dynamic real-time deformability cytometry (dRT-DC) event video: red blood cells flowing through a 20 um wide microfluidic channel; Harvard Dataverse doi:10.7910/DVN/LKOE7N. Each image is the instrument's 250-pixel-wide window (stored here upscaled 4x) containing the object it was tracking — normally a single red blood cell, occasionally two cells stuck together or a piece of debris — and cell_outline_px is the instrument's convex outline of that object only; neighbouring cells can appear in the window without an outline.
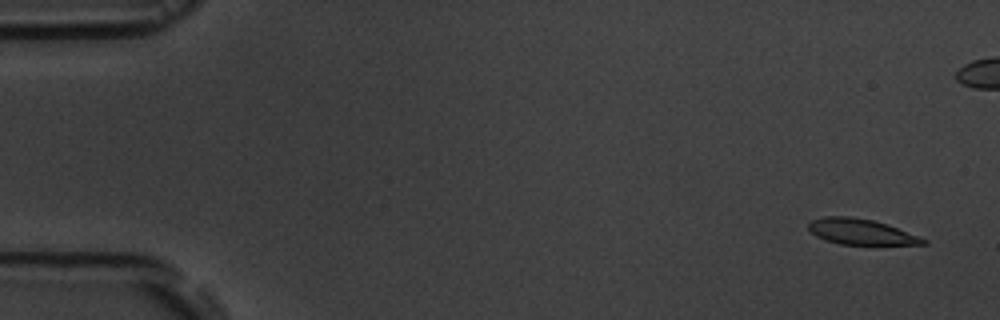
{"species": "common noctule bat (a hibernating species)", "species_latin": "Nyctalus noctula", "temperature_condition": "room temperature", "stored_images_in_passage": 6, "camera_frame_rate_fps": 3000, "um_per_image_px": 0.085, "animal": {"sex": "male", "body_mass_g": 19.5, "forearm_length_mm": 54.6}, "frame": {"image": 1, "passage_image": 1, "time_ms": 0.0, "image_size_px": [1000, 320], "cell_outline_px": [[928, 244], [840, 244], [824, 240], [816, 236], [808, 228], [808, 224], [812, 220], [824, 216], [848, 216], [872, 220], [888, 224], [928, 240]], "centroid_in_image_um": [73.16, 19.69], "position_along_channel_um": 11.8, "area_um2": 16.99}}
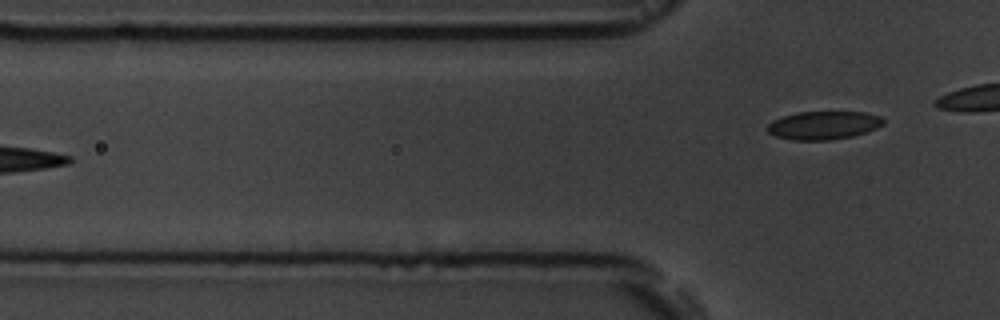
{"frame": {"image": 2, "passage_image": 6, "time_ms": 6.667, "image_size_px": [1000, 320], "cell_outline_px": [[884, 124], [876, 128], [852, 136], [828, 140], [792, 140], [776, 136], [768, 132], [768, 124], [772, 120], [796, 112], [864, 112], [880, 116], [884, 120]], "centroid_in_image_um": [69.99, 10.64], "position_along_channel_um": 55.8, "area_um2": 18.96}}